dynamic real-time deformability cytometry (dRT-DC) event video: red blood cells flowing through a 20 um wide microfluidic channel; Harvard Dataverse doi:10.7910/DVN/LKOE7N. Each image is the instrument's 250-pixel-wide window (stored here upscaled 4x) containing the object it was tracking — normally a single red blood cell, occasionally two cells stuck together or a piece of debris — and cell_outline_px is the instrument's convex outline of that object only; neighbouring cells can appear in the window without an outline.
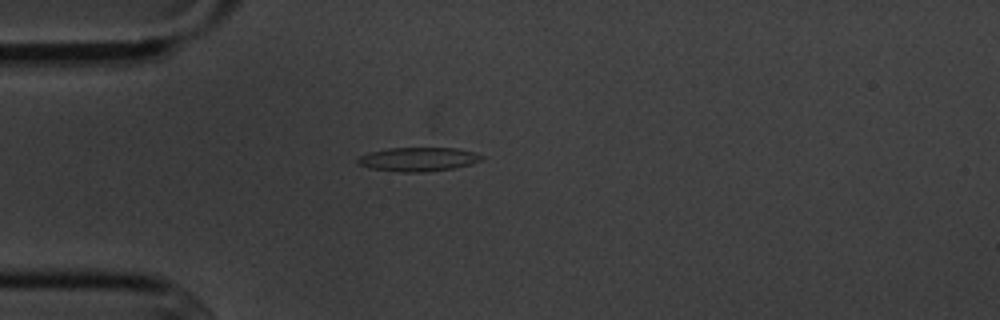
{"species": "common noctule bat (a hibernating species)", "species_latin": "Nyctalus noctula", "temperature_condition": "cold", "stored_images_in_passage": 2, "camera_frame_rate_fps": 3000, "um_per_image_px": 0.085, "animal": {"sex": "male", "body_mass_g": 20.1, "forearm_length_mm": 53.5}, "frame": {"image": 1, "passage_image": 2, "time_ms": 1.667, "image_size_px": [1000, 320], "cell_outline_px": [[484, 156], [480, 160], [472, 164], [452, 168], [424, 172], [400, 172], [368, 168], [356, 164], [356, 160], [360, 156], [368, 152], [388, 148], [460, 148]], "centroid_in_image_um": [35.49, 13.54], "position_along_channel_um": 49.5, "area_um2": 17.34}}